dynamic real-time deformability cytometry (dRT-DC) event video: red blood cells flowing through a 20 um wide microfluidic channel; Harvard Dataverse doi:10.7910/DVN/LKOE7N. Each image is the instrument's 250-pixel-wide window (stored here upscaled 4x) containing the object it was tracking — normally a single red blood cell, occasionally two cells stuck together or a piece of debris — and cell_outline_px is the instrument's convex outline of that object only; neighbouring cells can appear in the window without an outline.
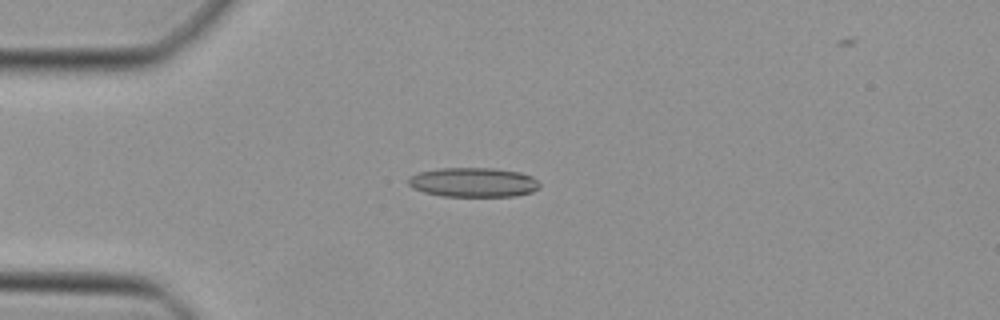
{"species": "Egyptian fruit bat (a non-hibernating species)", "species_latin": "Rousettus aegyptiacus", "temperature_condition": "cold", "stored_images_in_passage": 45, "camera_frame_rate_fps": 3000, "um_per_image_px": 0.085, "animal": {"sex": "female"}, "frame": {"image": 1, "passage_image": 10, "time_ms": 3.0, "image_size_px": [1000, 320], "cell_outline_px": [[540, 188], [532, 192], [516, 196], [440, 196], [424, 192], [412, 188], [408, 184], [408, 176], [420, 172], [440, 168], [496, 168], [520, 172], [532, 176], [540, 184]], "centroid_in_image_um": [40.24, 15.5], "position_along_channel_um": 44.8, "area_um2": 22.72}}
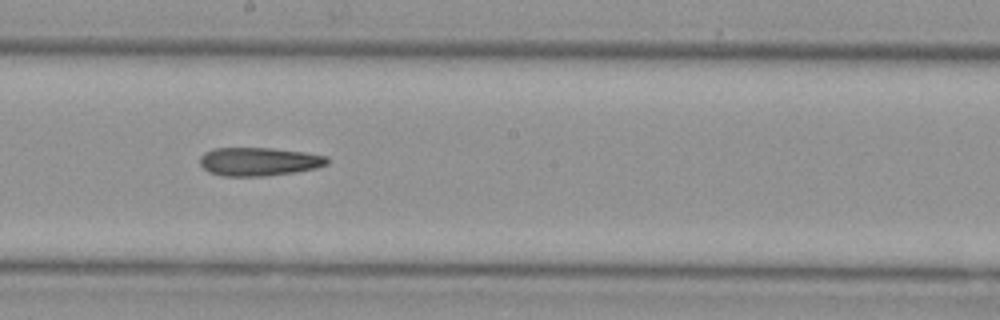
{"frame": {"image": 2, "passage_image": 24, "time_ms": 7.667, "image_size_px": [1000, 320], "cell_outline_px": [[328, 164], [316, 168], [296, 172], [264, 176], [224, 176], [208, 172], [200, 164], [200, 156], [204, 152], [212, 148], [272, 148], [304, 152], [328, 156]], "centroid_in_image_um": [22.0, 13.73], "position_along_channel_um": 226.2, "area_um2": 21.21}}
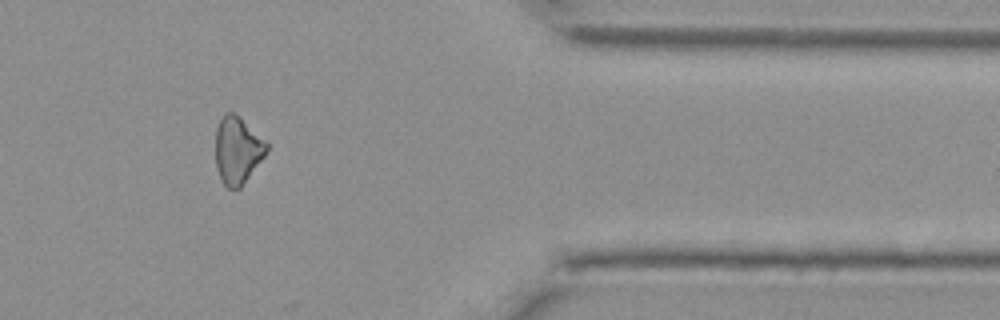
{"frame": {"image": 3, "passage_image": 37, "time_ms": 12.0, "image_size_px": [1000, 320], "cell_outline_px": [[268, 148], [264, 156], [240, 188], [228, 188], [224, 184], [216, 168], [216, 128], [224, 112], [232, 112], [268, 140]], "centroid_in_image_um": [20.2, 12.75], "position_along_channel_um": 391.2, "area_um2": 19.88}}